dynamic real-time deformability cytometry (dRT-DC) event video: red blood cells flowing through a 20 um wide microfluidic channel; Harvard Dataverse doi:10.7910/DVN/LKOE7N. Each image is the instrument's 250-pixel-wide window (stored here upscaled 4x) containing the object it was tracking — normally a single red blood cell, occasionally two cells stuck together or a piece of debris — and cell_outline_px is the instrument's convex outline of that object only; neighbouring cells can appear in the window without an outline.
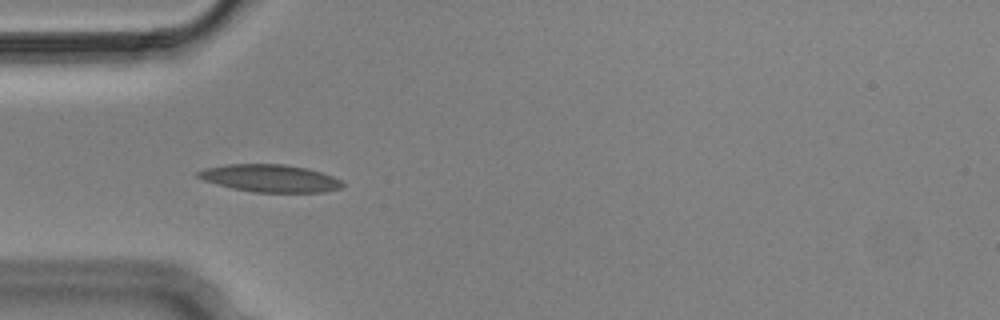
{"species": "Egyptian fruit bat (a non-hibernating species)", "species_latin": "Rousettus aegyptiacus", "temperature_condition": "cold", "stored_images_in_passage": 5, "camera_frame_rate_fps": 3000, "um_per_image_px": 0.085, "animal": {"sex": "male"}, "frame": {"image": 1, "passage_image": 4, "time_ms": 1.0, "image_size_px": [1000, 320], "cell_outline_px": [[344, 184], [340, 188], [324, 192], [256, 192], [232, 188], [216, 184], [204, 180], [196, 176], [196, 172], [204, 168], [228, 164], [284, 164], [308, 168], [332, 176], [340, 180]], "centroid_in_image_um": [22.93, 15.14], "position_along_channel_um": 62.1, "area_um2": 23.06}}